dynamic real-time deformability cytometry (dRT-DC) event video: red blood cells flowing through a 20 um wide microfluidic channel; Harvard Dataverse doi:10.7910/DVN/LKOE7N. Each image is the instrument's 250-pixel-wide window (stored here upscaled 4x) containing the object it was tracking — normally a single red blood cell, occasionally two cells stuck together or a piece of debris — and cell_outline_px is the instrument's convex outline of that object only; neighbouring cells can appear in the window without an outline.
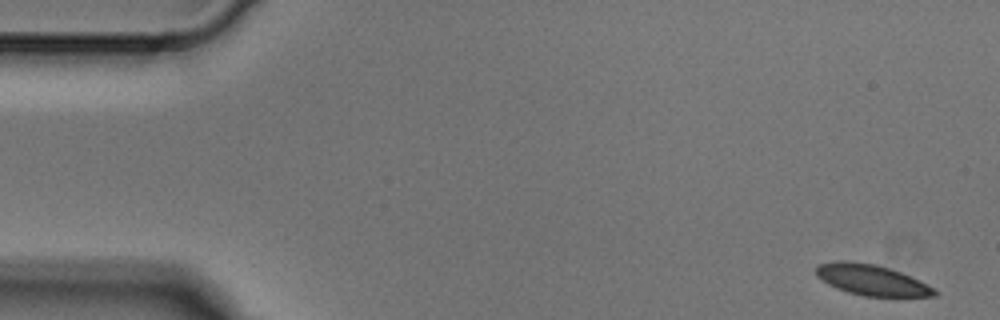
{"species": "Egyptian fruit bat (a non-hibernating species)", "species_latin": "Rousettus aegyptiacus", "temperature_condition": "cold", "stored_images_in_passage": 4, "camera_frame_rate_fps": 3000, "um_per_image_px": 0.085, "animal": {"sex": "male"}, "frame": {"image": 1, "passage_image": 1, "time_ms": 0.0, "image_size_px": [1000, 320], "cell_outline_px": [[940, 292], [936, 296], [864, 296], [848, 292], [836, 288], [828, 284], [816, 276], [816, 268], [820, 264], [840, 260], [844, 260], [876, 264], [900, 272], [920, 280]], "centroid_in_image_um": [74.09, 23.8], "position_along_channel_um": 10.9, "area_um2": 21.1}}